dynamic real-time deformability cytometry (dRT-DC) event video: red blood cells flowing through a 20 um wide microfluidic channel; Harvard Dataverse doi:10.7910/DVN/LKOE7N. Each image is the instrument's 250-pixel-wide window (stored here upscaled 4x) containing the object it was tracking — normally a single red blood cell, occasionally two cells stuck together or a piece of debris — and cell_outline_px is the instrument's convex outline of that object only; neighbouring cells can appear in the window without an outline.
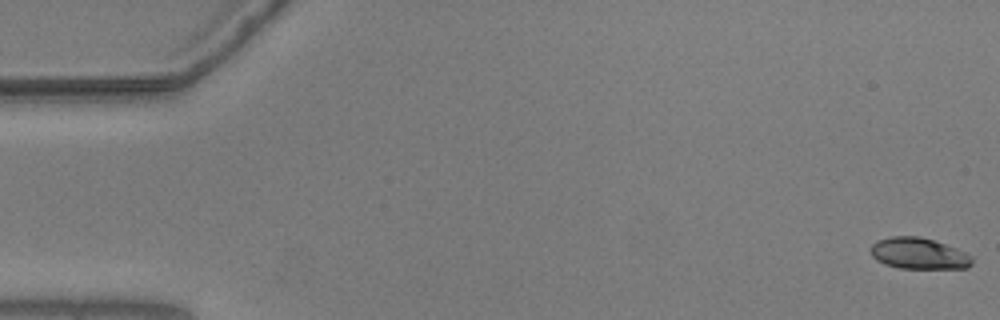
{"species": "common noctule bat (a hibernating species)", "species_latin": "Nyctalus noctula", "temperature_condition": "warm", "stored_images_in_passage": 56, "camera_frame_rate_fps": 3000, "um_per_image_px": 0.085, "animal": {"sex": "male", "body_mass_g": 20.5, "forearm_length_mm": 52.5}, "frame": {"image": 1, "passage_image": 1, "time_ms": 0.0, "image_size_px": [1000, 320], "cell_outline_px": [[972, 264], [968, 268], [900, 268], [884, 264], [876, 260], [872, 256], [868, 248], [876, 240], [892, 236], [920, 236], [956, 248], [972, 256]], "centroid_in_image_um": [78.04, 21.54], "position_along_channel_um": 7.0, "area_um2": 18.55}}
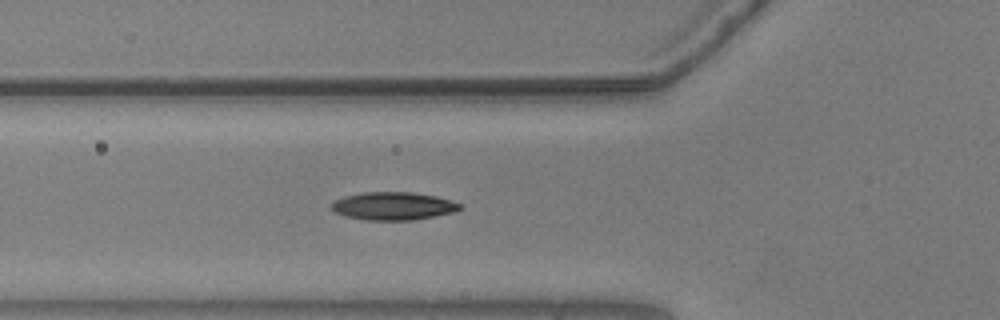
{"frame": {"image": 2, "passage_image": 20, "time_ms": 6.333, "image_size_px": [1000, 320], "cell_outline_px": [[460, 208], [456, 212], [412, 220], [368, 220], [344, 216], [328, 208], [328, 204], [344, 196], [364, 192], [412, 192], [436, 196], [460, 204]], "centroid_in_image_um": [33.36, 17.51], "position_along_channel_um": 92.4, "area_um2": 20.92}}
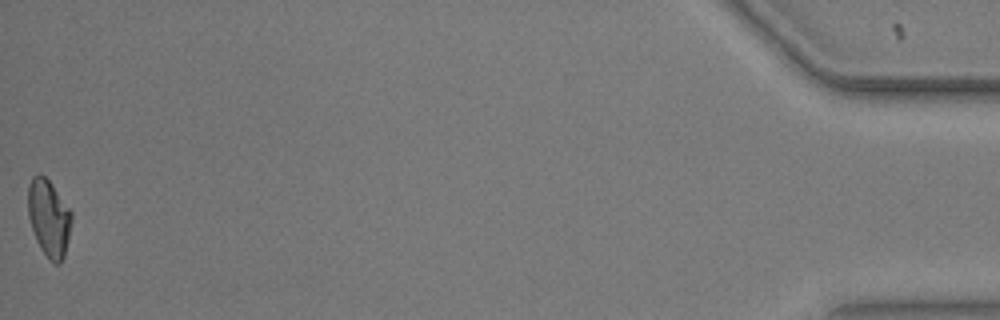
{"frame": {"image": 3, "passage_image": 56, "time_ms": 18.333, "image_size_px": [1000, 320], "cell_outline_px": [[72, 220], [68, 240], [64, 256], [60, 264], [56, 264], [48, 260], [40, 248], [36, 240], [28, 216], [28, 184], [32, 176], [40, 172], [52, 184], [72, 212]], "centroid_in_image_um": [4.15, 18.53], "position_along_channel_um": 431.1, "area_um2": 19.71}, "authors_computed_cell_mechanics": {"area_um2": 19.7387, "velocity_mm_per_s": 3.6505, "shape_relaxation_time_tau1_ms": 7.305, "shape_relaxation_time_tau2_ms": 3.4772, "deformation_change_tau1": 0.1889, "deformation_change_tau2": 0.0895}}